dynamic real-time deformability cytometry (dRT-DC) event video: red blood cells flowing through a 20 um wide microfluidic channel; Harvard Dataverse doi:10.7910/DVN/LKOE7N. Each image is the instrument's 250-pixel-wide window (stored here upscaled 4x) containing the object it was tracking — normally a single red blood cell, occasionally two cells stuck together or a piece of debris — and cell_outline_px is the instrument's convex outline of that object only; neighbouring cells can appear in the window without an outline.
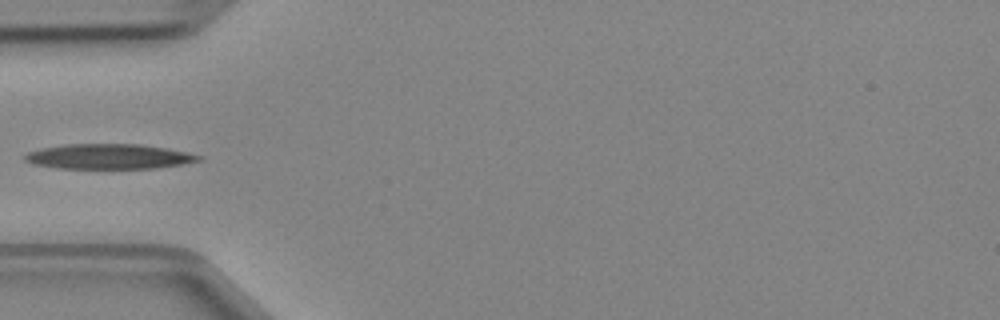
{"species": "Egyptian fruit bat (a non-hibernating species)", "species_latin": "Rousettus aegyptiacus", "temperature_condition": "cold", "stored_images_in_passage": 3, "camera_frame_rate_fps": 3000, "um_per_image_px": 0.085, "animal": {"sex": "female"}, "frame": {"image": 1, "passage_image": 3, "time_ms": 0.667, "image_size_px": [1000, 320], "cell_outline_px": [[204, 160], [156, 168], [56, 168], [32, 164], [24, 160], [24, 156], [28, 152], [40, 148], [64, 144], [140, 144], [168, 148], [188, 152], [204, 156]], "centroid_in_image_um": [9.27, 13.3], "position_along_channel_um": 75.7, "area_um2": 25.55}}